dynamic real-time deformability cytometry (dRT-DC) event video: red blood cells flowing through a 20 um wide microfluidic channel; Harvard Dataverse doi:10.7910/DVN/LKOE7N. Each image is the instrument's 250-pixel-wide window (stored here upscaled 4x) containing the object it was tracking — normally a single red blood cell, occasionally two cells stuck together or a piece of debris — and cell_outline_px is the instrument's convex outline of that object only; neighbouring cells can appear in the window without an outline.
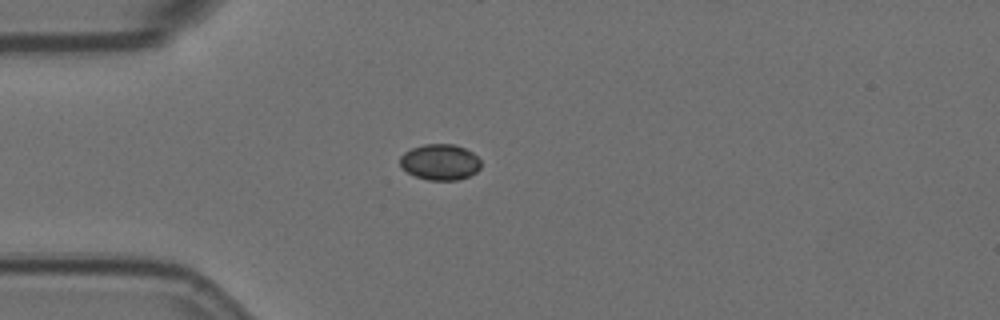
{"species": "Egyptian fruit bat (a non-hibernating species)", "species_latin": "Rousettus aegyptiacus", "temperature_condition": "room temperature", "stored_images_in_passage": 6, "camera_frame_rate_fps": 3000, "um_per_image_px": 0.085, "animal": {"sex": "female"}, "frame": {"image": 1, "passage_image": 5, "time_ms": 1.333, "image_size_px": [1000, 320], "cell_outline_px": [[480, 168], [476, 172], [468, 176], [456, 180], [428, 180], [416, 176], [408, 172], [400, 164], [400, 156], [404, 152], [412, 148], [424, 144], [456, 144], [472, 152], [480, 160]], "centroid_in_image_um": [37.41, 13.77], "position_along_channel_um": 47.6, "area_um2": 16.82}}